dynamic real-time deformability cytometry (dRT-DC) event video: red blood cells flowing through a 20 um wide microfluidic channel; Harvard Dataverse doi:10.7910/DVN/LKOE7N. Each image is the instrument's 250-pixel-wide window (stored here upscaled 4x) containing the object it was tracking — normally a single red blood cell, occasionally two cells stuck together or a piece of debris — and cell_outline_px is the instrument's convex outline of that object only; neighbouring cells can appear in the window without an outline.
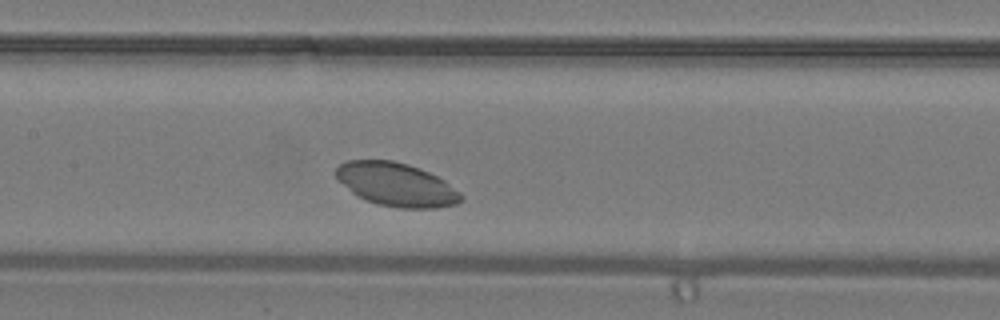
{"species": "common noctule bat (a hibernating species)", "species_latin": "Nyctalus noctula", "temperature_condition": "warm", "stored_images_in_passage": 27, "camera_frame_rate_fps": 3000, "um_per_image_px": 0.085, "animal": {"sex": "male", "body_mass_g": 19.2, "forearm_length_mm": 51.8}, "frame": {"image": 1, "passage_image": 8, "time_ms": 2.333, "image_size_px": [1000, 320], "cell_outline_px": [[464, 196], [456, 204], [436, 208], [400, 208], [380, 204], [364, 200], [356, 196], [336, 176], [336, 168], [340, 164], [348, 160], [392, 160], [408, 164], [420, 168], [444, 180], [460, 192]], "centroid_in_image_um": [33.7, 15.68], "position_along_channel_um": 173.7, "area_um2": 31.44}}
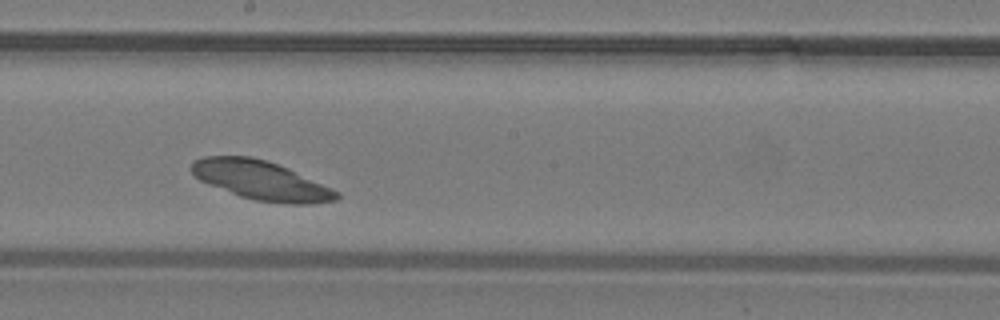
{"frame": {"image": 2, "passage_image": 11, "time_ms": 3.333, "image_size_px": [1000, 320], "cell_outline_px": [[340, 196], [336, 200], [312, 204], [288, 204], [256, 200], [240, 196], [200, 180], [192, 172], [192, 160], [204, 156], [252, 156], [268, 160], [288, 168], [332, 188], [340, 192]], "centroid_in_image_um": [22.22, 15.32], "position_along_channel_um": 226.0, "area_um2": 32.89}}